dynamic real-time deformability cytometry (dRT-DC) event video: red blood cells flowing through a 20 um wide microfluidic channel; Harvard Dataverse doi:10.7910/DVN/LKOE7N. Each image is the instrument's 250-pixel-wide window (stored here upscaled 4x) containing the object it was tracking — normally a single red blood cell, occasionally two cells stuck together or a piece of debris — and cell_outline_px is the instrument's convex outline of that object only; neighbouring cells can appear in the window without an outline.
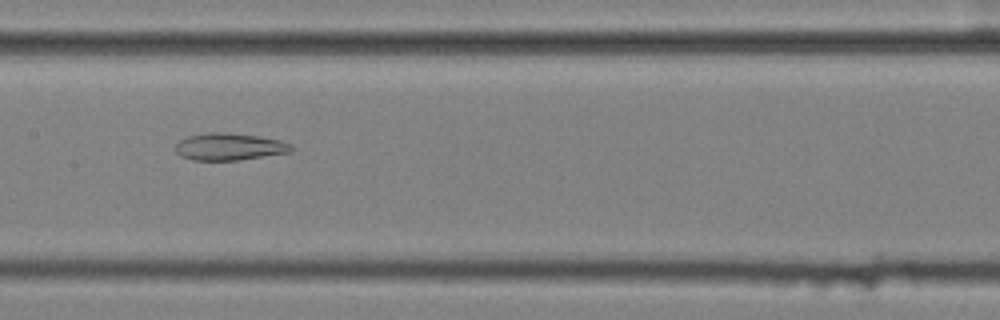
{"species": "common noctule bat (a hibernating species)", "species_latin": "Nyctalus noctula", "temperature_condition": "cold", "stored_images_in_passage": 57, "segment_of_instrument_passage": [2, 2], "camera_frame_rate_fps": 3000, "um_per_image_px": 0.085, "animal": {"sex": "female", "body_mass_g": 25.1}, "frame": {"image": 1, "passage_image": 29, "time_ms": 9.333, "image_size_px": [1000, 320], "cell_outline_px": [[296, 148], [292, 152], [236, 160], [192, 160], [180, 156], [176, 152], [176, 144], [180, 140], [188, 136], [208, 132], [228, 132], [260, 136], [280, 140]], "centroid_in_image_um": [19.5, 12.46], "position_along_channel_um": 187.9, "area_um2": 18.38}}
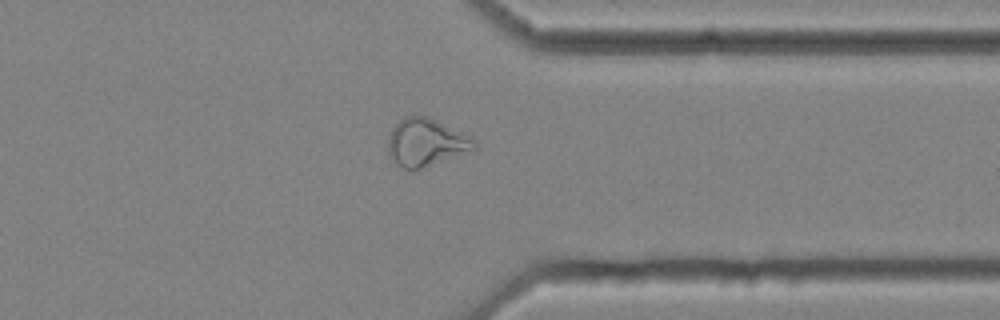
{"frame": {"image": 2, "passage_image": 45, "time_ms": 14.667, "image_size_px": [1000, 320], "cell_outline_px": [[476, 148], [472, 152], [420, 168], [404, 168], [396, 164], [388, 156], [388, 136], [392, 128], [404, 116], [428, 116], [476, 140]], "centroid_in_image_um": [36.2, 12.11], "position_along_channel_um": 375.2, "area_um2": 23.81}}
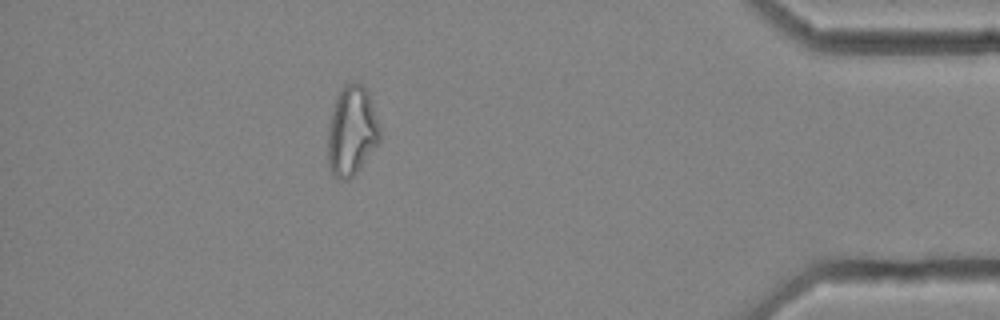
{"frame": {"image": 3, "passage_image": 51, "time_ms": 16.667, "image_size_px": [1000, 320], "cell_outline_px": [[380, 140], [360, 168], [348, 180], [340, 180], [332, 172], [328, 164], [328, 128], [332, 112], [336, 100], [344, 84], [352, 80], [356, 80], [368, 92], [380, 124]], "centroid_in_image_um": [29.91, 11.12], "position_along_channel_um": 405.3, "area_um2": 27.05}}